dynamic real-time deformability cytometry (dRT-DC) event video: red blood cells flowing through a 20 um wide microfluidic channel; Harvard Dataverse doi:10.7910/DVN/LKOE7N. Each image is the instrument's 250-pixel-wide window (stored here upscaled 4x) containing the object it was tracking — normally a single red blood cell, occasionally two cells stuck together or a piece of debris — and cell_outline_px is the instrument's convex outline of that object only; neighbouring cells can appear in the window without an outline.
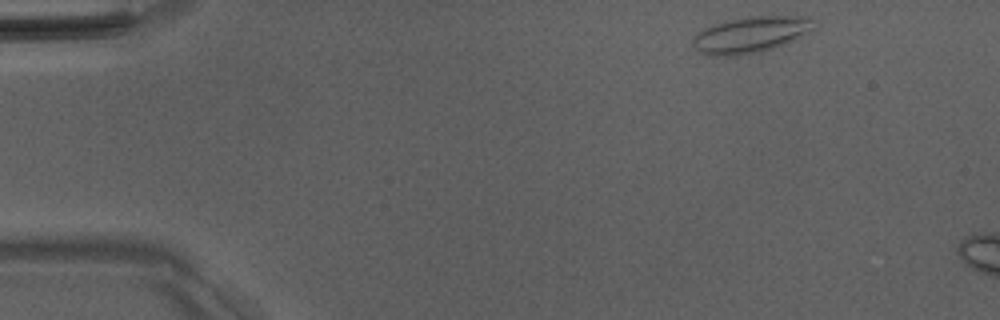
{"species": "Egyptian fruit bat (a non-hibernating species)", "species_latin": "Rousettus aegyptiacus", "temperature_condition": "room temperature", "stored_images_in_passage": 6, "camera_frame_rate_fps": 3000, "um_per_image_px": 0.085, "animal": {"sex": "male"}, "frame": {"image": 1, "passage_image": 1, "time_ms": 0.0, "image_size_px": [1000, 320], "cell_outline_px": [[812, 20], [804, 32], [800, 36], [784, 44], [760, 52], [736, 56], [708, 56], [700, 52], [692, 44], [692, 40], [704, 28], [712, 24], [752, 16], [784, 16]], "centroid_in_image_um": [63.63, 2.99], "position_along_channel_um": 21.4, "area_um2": 24.45}}